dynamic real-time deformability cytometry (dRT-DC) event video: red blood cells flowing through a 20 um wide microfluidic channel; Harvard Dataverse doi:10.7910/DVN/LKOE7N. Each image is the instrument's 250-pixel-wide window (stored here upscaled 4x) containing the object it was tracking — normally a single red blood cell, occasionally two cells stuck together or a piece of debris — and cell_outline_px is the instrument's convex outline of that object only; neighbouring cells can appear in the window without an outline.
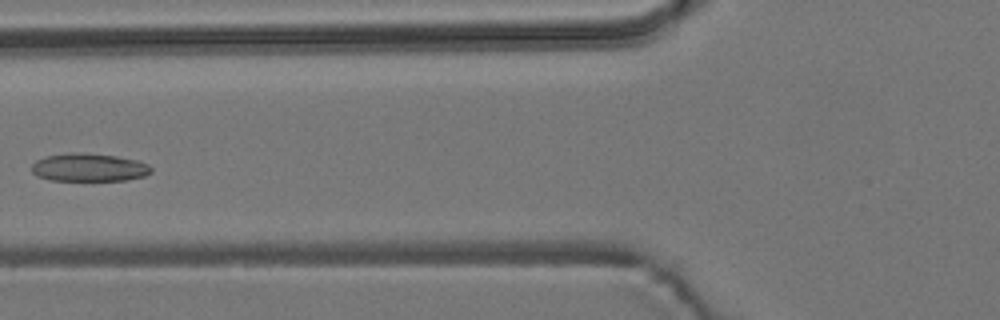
{"species": "common noctule bat (a hibernating species)", "species_latin": "Nyctalus noctula", "temperature_condition": "room temperature", "stored_images_in_passage": 7, "camera_frame_rate_fps": 3000, "um_per_image_px": 0.085, "animal": {"sex": "male", "body_mass_g": 19.2, "forearm_length_mm": 51.8}, "frame": {"image": 1, "passage_image": 6, "time_ms": 1.667, "image_size_px": [1000, 320], "cell_outline_px": [[152, 172], [144, 176], [128, 180], [52, 180], [36, 176], [32, 172], [32, 164], [36, 160], [48, 156], [72, 152], [76, 152], [116, 156], [136, 160], [148, 164], [152, 168]], "centroid_in_image_um": [7.57, 14.23], "position_along_channel_um": 118.2, "area_um2": 19.42}}
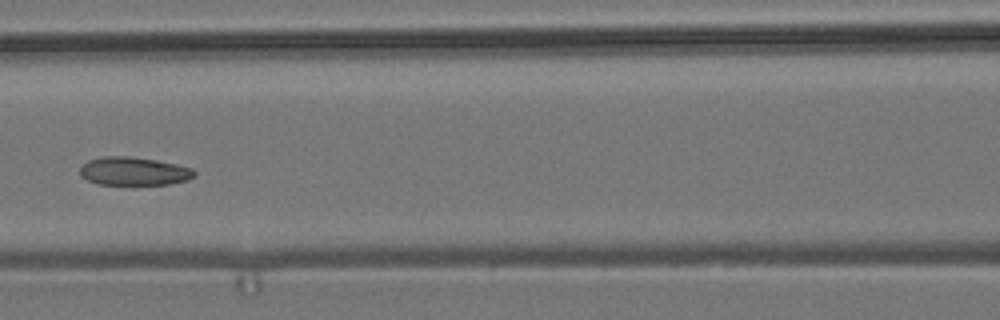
{"frame": {"image": 2, "passage_image": 7, "time_ms": 2.0, "image_size_px": [1000, 320], "cell_outline_px": [[196, 176], [188, 180], [168, 184], [96, 184], [80, 176], [80, 168], [88, 160], [104, 156], [132, 156], [156, 160], [176, 164], [192, 168], [196, 172]], "centroid_in_image_um": [11.39, 14.55], "position_along_channel_um": 155.2, "area_um2": 18.9}}